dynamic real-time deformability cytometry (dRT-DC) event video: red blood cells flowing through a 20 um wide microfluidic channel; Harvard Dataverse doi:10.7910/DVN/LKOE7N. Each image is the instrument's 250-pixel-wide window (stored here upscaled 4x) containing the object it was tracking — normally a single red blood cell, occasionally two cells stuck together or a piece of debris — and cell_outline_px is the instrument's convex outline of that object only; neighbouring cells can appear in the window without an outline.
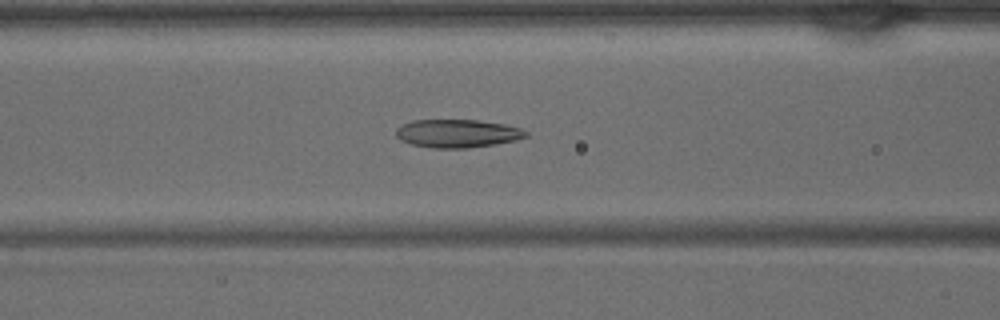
{"species": "common noctule bat (a hibernating species)", "species_latin": "Nyctalus noctula", "temperature_condition": "warm", "stored_images_in_passage": 42, "camera_frame_rate_fps": 3000, "um_per_image_px": 0.085, "animal": {"sex": "male", "body_mass_g": 15.6}, "frame": {"image": 1, "passage_image": 17, "time_ms": 5.333, "image_size_px": [1000, 320], "cell_outline_px": [[528, 136], [516, 140], [496, 144], [468, 148], [432, 148], [412, 144], [400, 140], [396, 136], [396, 128], [400, 124], [412, 120], [476, 120], [504, 124], [520, 128], [528, 132]], "centroid_in_image_um": [38.86, 11.34], "position_along_channel_um": 127.7, "area_um2": 21.44}}
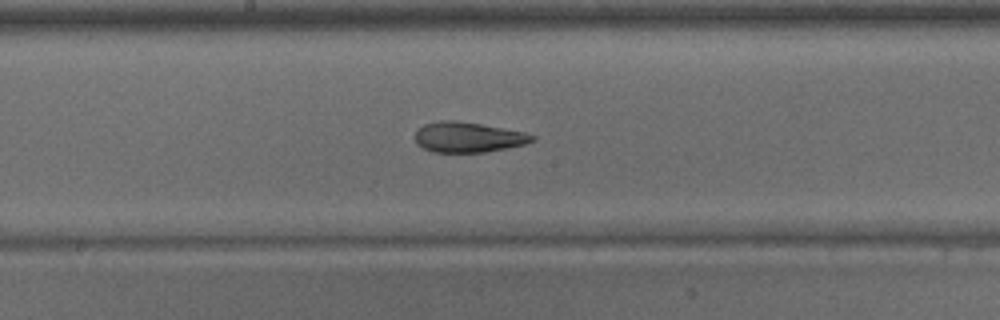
{"frame": {"image": 2, "passage_image": 22, "time_ms": 7.0, "image_size_px": [1000, 320], "cell_outline_px": [[536, 140], [524, 144], [508, 148], [484, 152], [432, 152], [416, 144], [416, 128], [424, 124], [440, 120], [456, 120], [480, 124], [524, 132], [536, 136]], "centroid_in_image_um": [39.77, 11.66], "position_along_channel_um": 208.4, "area_um2": 20.69}}
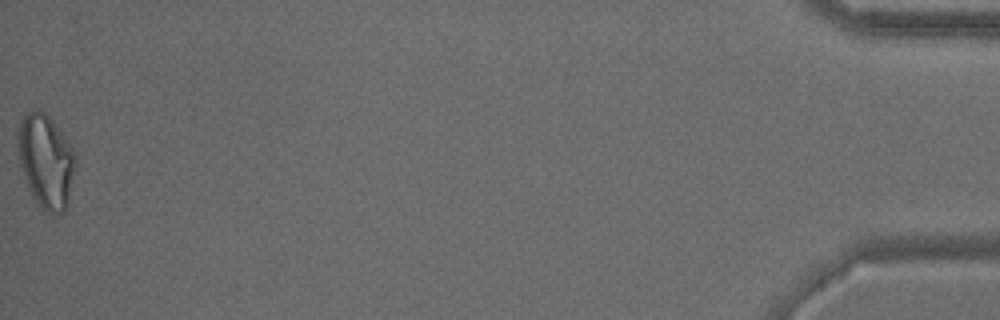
{"frame": {"image": 3, "passage_image": 42, "time_ms": 13.667, "image_size_px": [1000, 320], "cell_outline_px": [[76, 164], [68, 200], [64, 208], [60, 212], [44, 212], [40, 208], [28, 188], [20, 164], [20, 124], [24, 116], [32, 108], [40, 108], [52, 120], [76, 152]], "centroid_in_image_um": [3.93, 13.68], "position_along_channel_um": 431.3, "area_um2": 30.75}}